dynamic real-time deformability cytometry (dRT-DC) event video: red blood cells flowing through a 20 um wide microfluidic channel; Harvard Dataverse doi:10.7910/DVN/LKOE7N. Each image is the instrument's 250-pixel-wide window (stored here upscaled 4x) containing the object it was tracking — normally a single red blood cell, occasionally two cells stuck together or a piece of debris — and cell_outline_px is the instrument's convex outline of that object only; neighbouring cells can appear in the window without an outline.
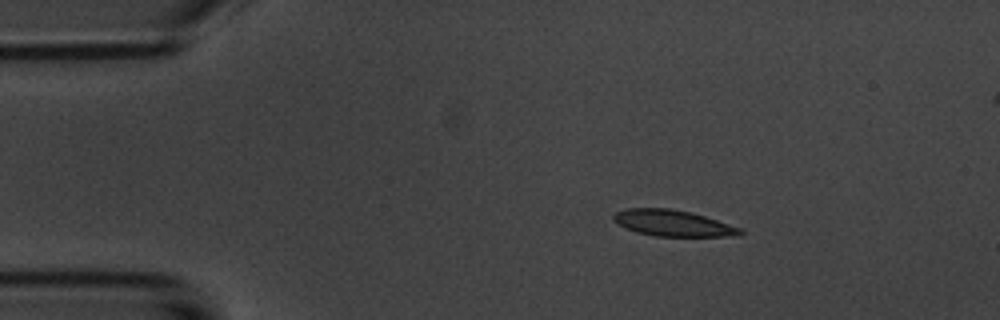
{"species": "common noctule bat (a hibernating species)", "species_latin": "Nyctalus noctula", "temperature_condition": "room temperature", "stored_images_in_passage": 9, "camera_frame_rate_fps": 3000, "um_per_image_px": 0.085, "animal": {"sex": "male", "body_mass_g": 20.1, "forearm_length_mm": 53.5}, "frame": {"image": 1, "passage_image": 1, "time_ms": 0.0, "image_size_px": [1000, 320], "cell_outline_px": [[744, 232], [740, 236], [656, 236], [636, 232], [612, 220], [612, 216], [616, 212], [624, 208], [668, 208], [688, 212], [704, 216], [740, 228]], "centroid_in_image_um": [57.17, 18.97], "position_along_channel_um": 27.8, "area_um2": 19.07}}
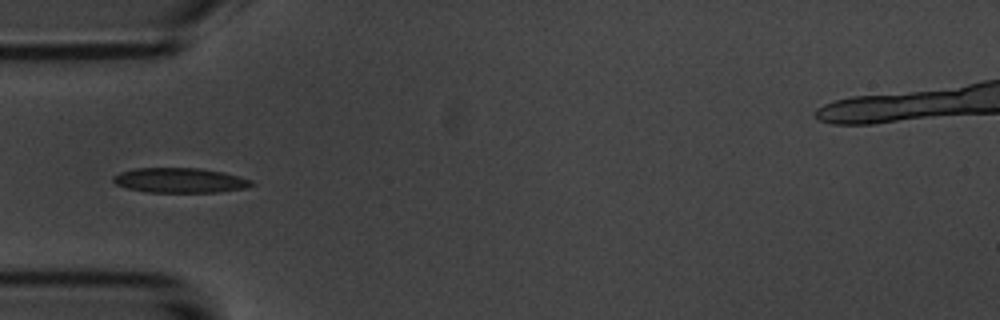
{"frame": {"image": 2, "passage_image": 3, "time_ms": 2.667, "image_size_px": [1000, 320], "cell_outline_px": [[256, 184], [248, 188], [220, 192], [148, 192], [128, 188], [116, 184], [112, 180], [112, 176], [120, 172], [136, 168], [200, 168], [224, 172], [252, 180]], "centroid_in_image_um": [15.34, 15.33], "position_along_channel_um": 69.7, "area_um2": 20.17}}
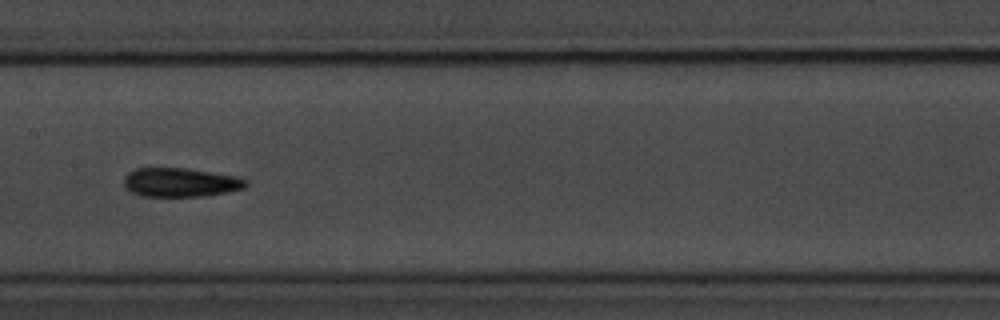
{"frame": {"image": 3, "passage_image": 6, "time_ms": 6.0, "image_size_px": [1000, 320], "cell_outline_px": [[248, 184], [244, 188], [228, 192], [204, 196], [140, 196], [132, 192], [124, 184], [124, 176], [128, 172], [136, 168], [184, 168], [240, 176], [248, 180]], "centroid_in_image_um": [15.38, 15.5], "position_along_channel_um": 192.0, "area_um2": 20.69}}